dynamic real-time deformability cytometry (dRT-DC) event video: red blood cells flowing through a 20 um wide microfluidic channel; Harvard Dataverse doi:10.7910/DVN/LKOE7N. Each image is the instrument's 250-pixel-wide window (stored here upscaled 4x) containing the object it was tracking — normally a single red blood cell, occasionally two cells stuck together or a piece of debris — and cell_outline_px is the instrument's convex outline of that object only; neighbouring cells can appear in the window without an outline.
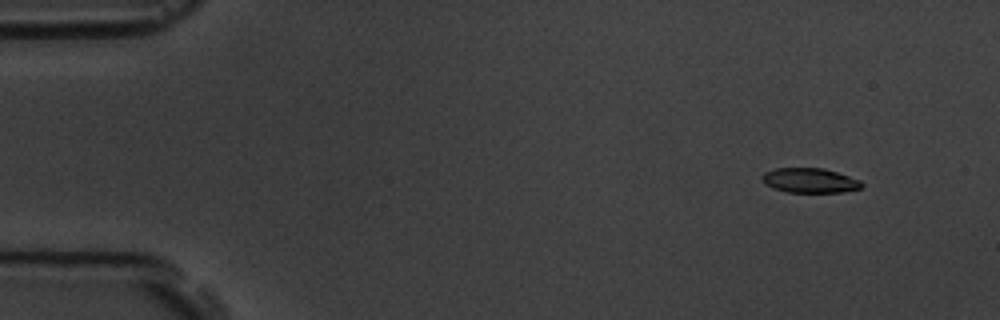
{"species": "common noctule bat (a hibernating species)", "species_latin": "Nyctalus noctula", "temperature_condition": "room temperature", "stored_images_in_passage": 5, "segment_of_instrument_passage": [2, 2], "camera_frame_rate_fps": 3000, "um_per_image_px": 0.085, "animal": {"sex": "male", "body_mass_g": 19.5, "forearm_length_mm": 54.6}, "frame": {"image": 1, "passage_image": 5, "time_ms": 5.333, "image_size_px": [1000, 320], "cell_outline_px": [[864, 184], [860, 188], [844, 192], [788, 192], [764, 184], [760, 176], [764, 172], [776, 168], [824, 168], [860, 180]], "centroid_in_image_um": [68.82, 15.33], "position_along_channel_um": 16.2, "area_um2": 14.28}}